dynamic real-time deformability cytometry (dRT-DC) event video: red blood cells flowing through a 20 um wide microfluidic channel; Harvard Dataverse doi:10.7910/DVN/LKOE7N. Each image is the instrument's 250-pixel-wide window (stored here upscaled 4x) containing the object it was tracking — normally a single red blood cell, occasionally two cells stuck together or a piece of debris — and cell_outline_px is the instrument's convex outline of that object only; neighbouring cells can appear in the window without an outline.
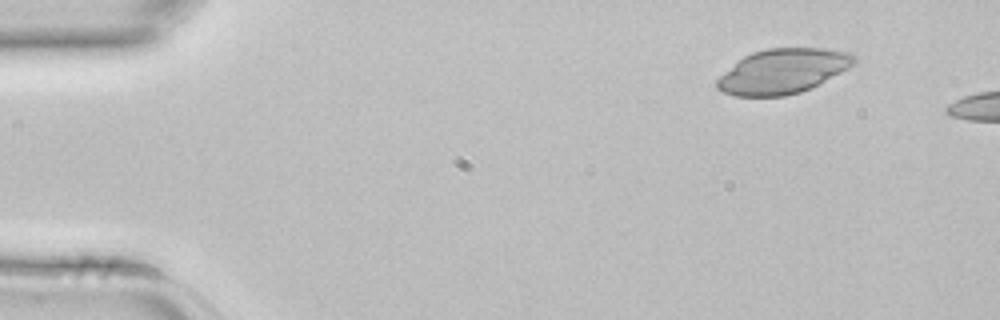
{"species": "common noctule bat (a hibernating species)", "species_latin": "Nyctalus noctula", "temperature_condition": "room temperature", "stored_images_in_passage": 2, "camera_frame_rate_fps": 3000, "um_per_image_px": 0.085, "animal": {"sex": "female", "body_mass_g": 22.7, "forearm_length_mm": 54.2}, "frame": {"image": 1, "passage_image": 1, "time_ms": 0.0, "image_size_px": [1000, 320], "cell_outline_px": [[856, 64], [800, 92], [784, 96], [736, 96], [724, 92], [716, 88], [716, 80], [724, 72], [744, 56], [752, 52], [768, 48], [824, 48], [848, 52], [856, 56]], "centroid_in_image_um": [66.53, 6.04], "position_along_channel_um": 18.5, "area_um2": 35.32}}